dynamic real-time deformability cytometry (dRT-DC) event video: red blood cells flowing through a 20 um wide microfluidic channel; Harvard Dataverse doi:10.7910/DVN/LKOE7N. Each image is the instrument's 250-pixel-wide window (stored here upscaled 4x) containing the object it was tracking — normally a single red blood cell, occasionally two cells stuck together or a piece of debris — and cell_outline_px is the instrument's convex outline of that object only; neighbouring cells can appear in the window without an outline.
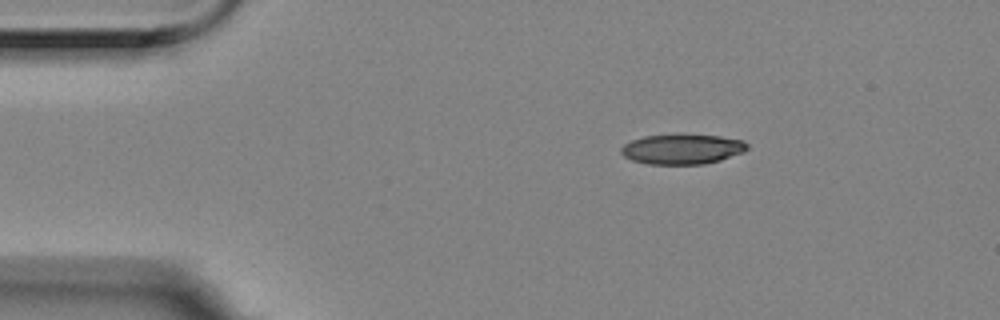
{"species": "Egyptian fruit bat (a non-hibernating species)", "species_latin": "Rousettus aegyptiacus", "temperature_condition": "room temperature", "stored_images_in_passage": 3, "camera_frame_rate_fps": 3000, "um_per_image_px": 0.085, "animal": {"sex": "female"}, "frame": {"image": 1, "passage_image": 1, "time_ms": 0.0, "image_size_px": [1000, 320], "cell_outline_px": [[748, 148], [744, 152], [720, 160], [704, 164], [648, 164], [632, 160], [624, 156], [620, 152], [620, 148], [624, 144], [632, 140], [644, 136], [720, 136], [744, 140], [748, 144]], "centroid_in_image_um": [58.0, 12.7], "position_along_channel_um": 27.0, "area_um2": 21.68}}
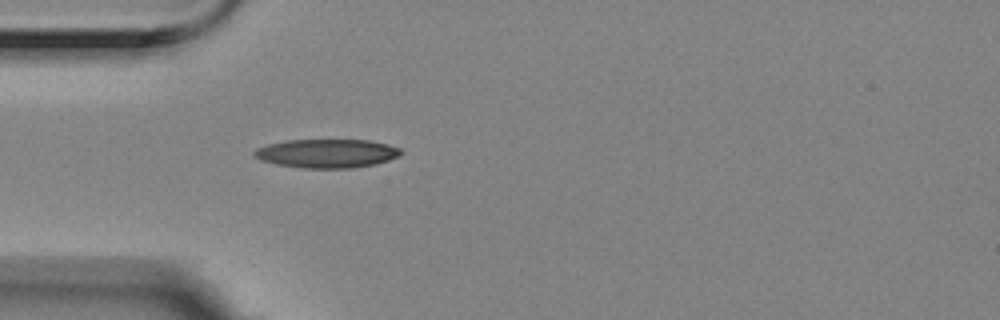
{"frame": {"image": 2, "passage_image": 3, "time_ms": 0.667, "image_size_px": [1000, 320], "cell_outline_px": [[404, 152], [400, 156], [376, 164], [352, 168], [304, 168], [276, 164], [260, 160], [252, 156], [252, 152], [256, 148], [268, 144], [288, 140], [368, 140], [388, 144], [400, 148]], "centroid_in_image_um": [27.78, 13.04], "position_along_channel_um": 57.2, "area_um2": 24.74}}